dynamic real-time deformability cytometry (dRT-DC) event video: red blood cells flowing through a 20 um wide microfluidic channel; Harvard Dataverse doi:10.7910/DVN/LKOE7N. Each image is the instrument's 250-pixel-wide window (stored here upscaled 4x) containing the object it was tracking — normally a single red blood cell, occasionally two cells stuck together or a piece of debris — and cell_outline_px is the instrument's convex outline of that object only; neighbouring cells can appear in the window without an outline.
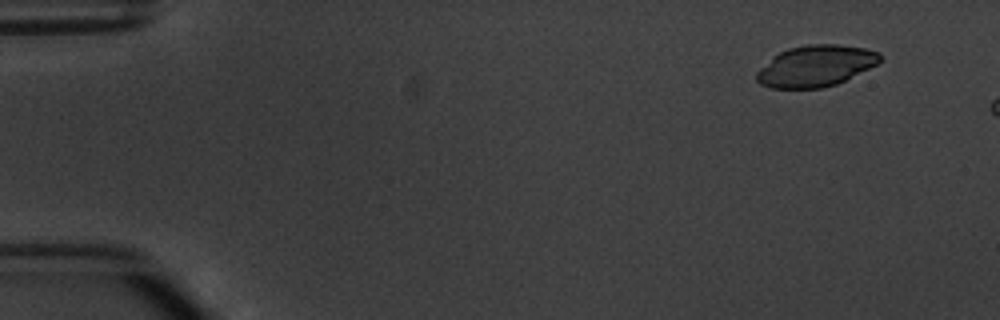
{"species": "common noctule bat (a hibernating species)", "species_latin": "Nyctalus noctula", "temperature_condition": "warm", "stored_images_in_passage": 3, "camera_frame_rate_fps": 3000, "um_per_image_px": 0.085, "animal": {"sex": "male", "body_mass_g": 20.1, "forearm_length_mm": 53.5}, "frame": {"image": 1, "passage_image": 1, "time_ms": 0.0, "image_size_px": [1000, 320], "cell_outline_px": [[880, 60], [876, 64], [836, 84], [820, 88], [772, 88], [760, 84], [756, 80], [756, 72], [760, 68], [780, 52], [788, 48], [808, 44], [836, 44], [864, 48], [880, 52]], "centroid_in_image_um": [69.31, 5.6], "position_along_channel_um": 15.7, "area_um2": 29.25}}